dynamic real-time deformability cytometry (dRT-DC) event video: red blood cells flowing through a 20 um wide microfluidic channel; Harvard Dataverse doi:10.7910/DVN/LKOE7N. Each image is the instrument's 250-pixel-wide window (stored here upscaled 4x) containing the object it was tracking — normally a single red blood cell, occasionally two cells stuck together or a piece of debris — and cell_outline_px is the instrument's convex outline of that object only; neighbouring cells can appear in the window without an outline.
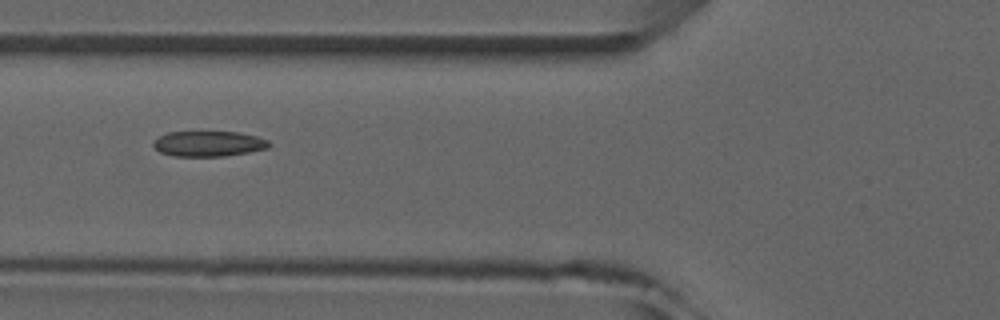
{"species": "common noctule bat (a hibernating species)", "species_latin": "Nyctalus noctula", "temperature_condition": "room temperature", "stored_images_in_passage": 5, "camera_frame_rate_fps": 3000, "um_per_image_px": 0.085, "animal": {"sex": "male", "forearm_length_mm": 52.5}, "frame": {"image": 1, "passage_image": 5, "time_ms": 5.333, "image_size_px": [1000, 320], "cell_outline_px": [[272, 144], [268, 148], [248, 152], [224, 156], [172, 156], [160, 152], [152, 144], [160, 136], [168, 132], [240, 132], [256, 136], [268, 140]], "centroid_in_image_um": [17.76, 12.22], "position_along_channel_um": 108.0, "area_um2": 17.05}}